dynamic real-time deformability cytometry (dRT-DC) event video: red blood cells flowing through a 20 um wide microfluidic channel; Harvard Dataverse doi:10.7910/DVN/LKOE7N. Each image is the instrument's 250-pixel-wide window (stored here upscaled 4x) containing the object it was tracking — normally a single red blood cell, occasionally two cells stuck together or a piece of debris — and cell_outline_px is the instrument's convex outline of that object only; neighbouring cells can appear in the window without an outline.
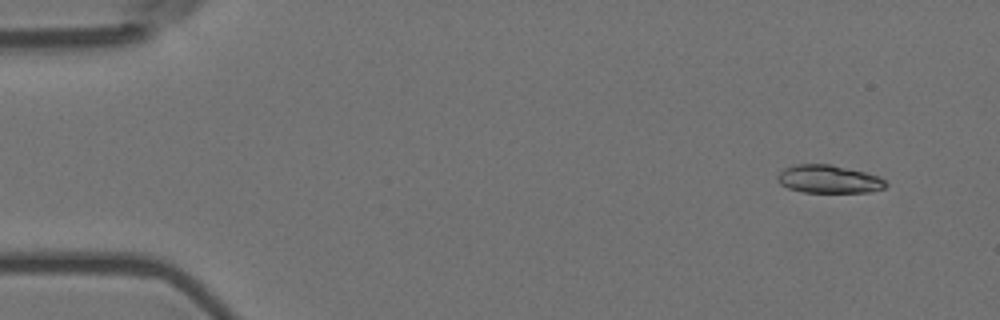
{"species": "Egyptian fruit bat (a non-hibernating species)", "species_latin": "Rousettus aegyptiacus", "temperature_condition": "room temperature", "stored_images_in_passage": 4, "camera_frame_rate_fps": 3000, "um_per_image_px": 0.085, "animal": {"sex": "female"}, "frame": {"image": 1, "passage_image": 2, "time_ms": 0.333, "image_size_px": [1000, 320], "cell_outline_px": [[888, 184], [884, 188], [868, 192], [804, 192], [788, 188], [780, 184], [776, 180], [776, 176], [784, 168], [796, 164], [828, 164], [864, 172], [880, 176]], "centroid_in_image_um": [70.42, 15.23], "position_along_channel_um": 14.6, "area_um2": 17.63}}